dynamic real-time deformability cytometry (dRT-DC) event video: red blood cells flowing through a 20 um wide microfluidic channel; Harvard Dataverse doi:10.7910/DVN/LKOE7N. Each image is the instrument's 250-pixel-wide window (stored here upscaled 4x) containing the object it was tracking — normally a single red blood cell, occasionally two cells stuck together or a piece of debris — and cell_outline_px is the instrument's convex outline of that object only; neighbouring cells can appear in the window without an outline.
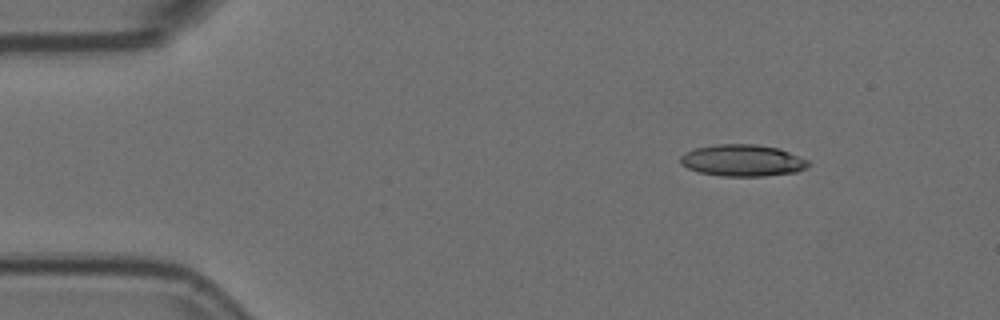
{"species": "Egyptian fruit bat (a non-hibernating species)", "species_latin": "Rousettus aegyptiacus", "temperature_condition": "room temperature", "stored_images_in_passage": 50, "camera_frame_rate_fps": 3000, "um_per_image_px": 0.085, "animal": {"sex": "female"}, "frame": {"image": 1, "passage_image": 1, "time_ms": 0.0, "image_size_px": [1000, 320], "cell_outline_px": [[808, 168], [796, 172], [764, 176], [720, 176], [700, 172], [688, 168], [680, 164], [680, 156], [684, 152], [692, 148], [716, 144], [756, 144], [780, 148], [808, 160]], "centroid_in_image_um": [63.09, 13.63], "position_along_channel_um": 21.9, "area_um2": 23.87}}
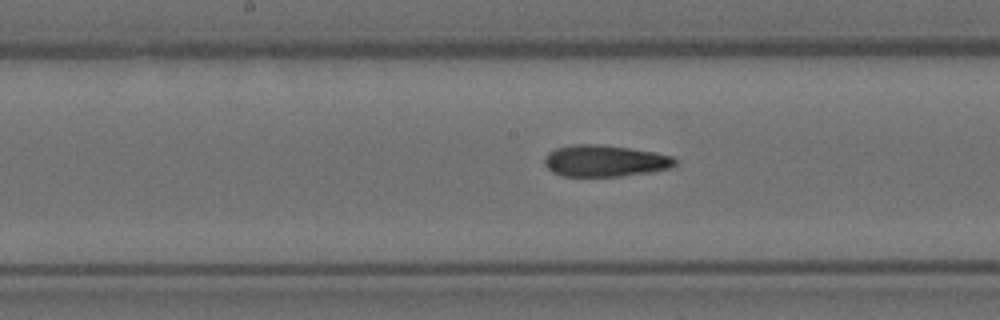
{"frame": {"image": 2, "passage_image": 22, "time_ms": 7.0, "image_size_px": [1000, 320], "cell_outline_px": [[676, 164], [672, 168], [652, 172], [620, 176], [560, 176], [552, 172], [544, 164], [544, 156], [548, 152], [556, 148], [572, 144], [600, 144], [656, 152], [672, 156], [676, 160]], "centroid_in_image_um": [51.41, 13.67], "position_along_channel_um": 196.8, "area_um2": 24.28}}
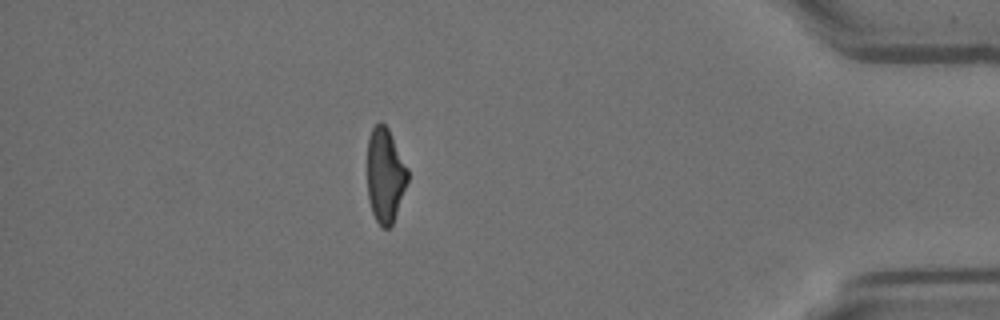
{"frame": {"image": 3, "passage_image": 43, "time_ms": 14.0, "image_size_px": [1000, 320], "cell_outline_px": [[408, 180], [392, 224], [388, 228], [384, 228], [376, 220], [372, 212], [368, 200], [368, 136], [372, 128], [380, 120], [388, 128], [408, 168]], "centroid_in_image_um": [32.73, 14.87], "position_along_channel_um": 402.5, "area_um2": 22.08}, "authors_computed_cell_mechanics": {"area_um2": 24.0737, "velocity_mm_per_s": 3.5853, "shape_relaxation_time_tau1_ms": 10.6246, "shape_relaxation_time_tau2_ms": 2.6318, "deformation_change_tau1": 0.2504, "deformation_change_tau2": 0.112}}